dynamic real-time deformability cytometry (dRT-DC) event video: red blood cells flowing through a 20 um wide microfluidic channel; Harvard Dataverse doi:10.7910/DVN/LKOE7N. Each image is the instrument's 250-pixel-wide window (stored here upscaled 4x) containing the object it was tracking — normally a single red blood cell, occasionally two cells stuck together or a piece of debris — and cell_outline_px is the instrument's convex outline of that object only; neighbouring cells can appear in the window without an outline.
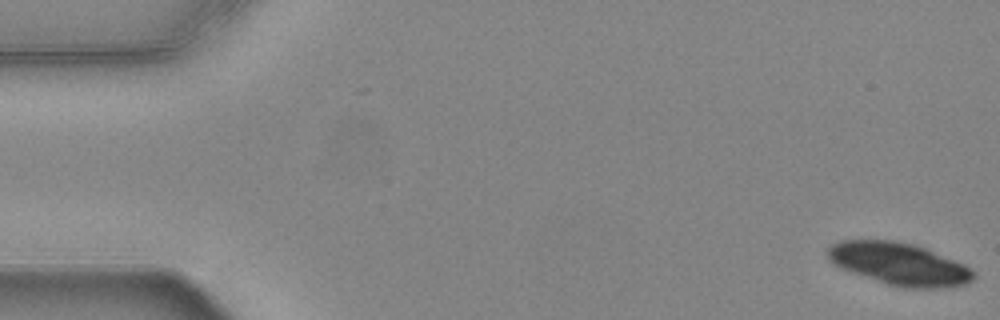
{"species": "common noctule bat (a hibernating species)", "species_latin": "Nyctalus noctula", "temperature_condition": "warm", "stored_images_in_passage": 56, "camera_frame_rate_fps": 3000, "um_per_image_px": 0.085, "animal": {"sex": "female", "body_mass_g": 24.6, "forearm_length_mm": 56.2}, "frame": {"image": 1, "passage_image": 1, "time_ms": 0.0, "image_size_px": [1000, 320], "cell_outline_px": [[976, 276], [972, 280], [964, 284], [948, 288], [904, 288], [888, 284], [840, 268], [832, 264], [828, 260], [828, 248], [832, 244], [840, 240], [892, 240], [912, 244], [924, 248], [964, 264], [976, 272]], "centroid_in_image_um": [76.43, 22.44], "position_along_channel_um": 8.6, "area_um2": 35.89}}
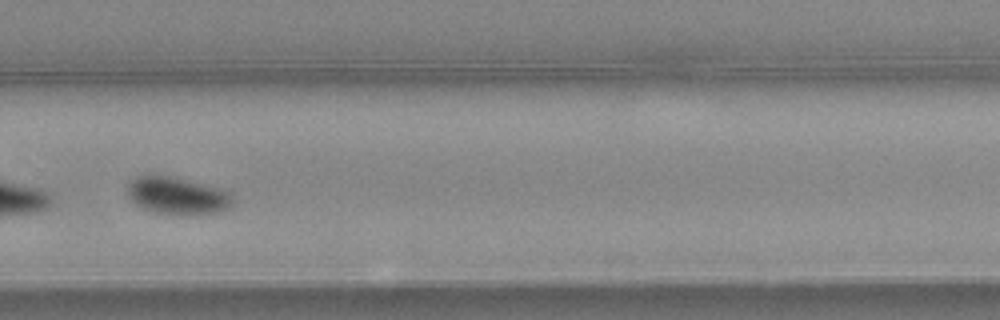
{"frame": {"image": 2, "passage_image": 38, "time_ms": 12.333, "image_size_px": [1000, 320], "cell_outline_px": [[232, 204], [228, 208], [220, 212], [188, 216], [152, 212], [136, 204], [128, 196], [128, 184], [136, 176], [148, 172], [152, 172], [172, 176], [220, 188], [228, 192], [232, 196]], "centroid_in_image_um": [15.04, 16.61], "position_along_channel_um": 314.8, "area_um2": 23.52}}
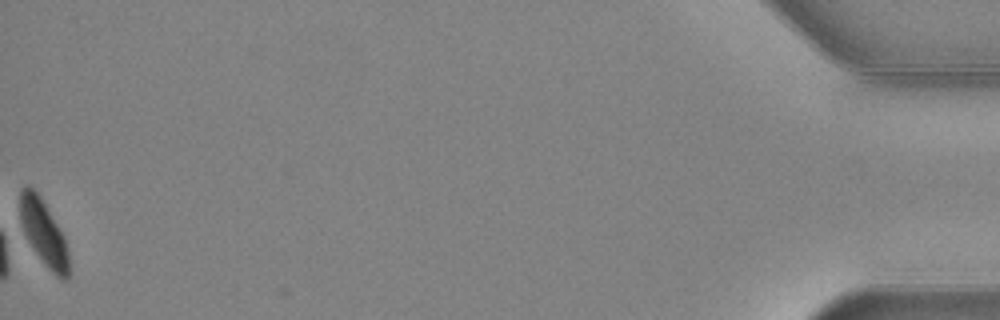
{"frame": {"image": 3, "passage_image": 56, "time_ms": 18.333, "image_size_px": [1000, 320], "cell_outline_px": [[68, 280], [64, 280], [56, 276], [48, 268], [20, 232], [20, 192], [24, 188], [32, 188], [40, 196], [64, 236], [68, 252]], "centroid_in_image_um": [3.68, 19.81], "position_along_channel_um": 431.5, "area_um2": 18.5}, "authors_computed_cell_mechanics": {"area_um2": 24.4205, "velocity_mm_per_s": 3.6942, "shape_relaxation_time_tau1_ms": 2.0016, "shape_relaxation_time_tau2_ms": null, "deformation_change_tau1": 0.1041, "deformation_change_tau2": null}}